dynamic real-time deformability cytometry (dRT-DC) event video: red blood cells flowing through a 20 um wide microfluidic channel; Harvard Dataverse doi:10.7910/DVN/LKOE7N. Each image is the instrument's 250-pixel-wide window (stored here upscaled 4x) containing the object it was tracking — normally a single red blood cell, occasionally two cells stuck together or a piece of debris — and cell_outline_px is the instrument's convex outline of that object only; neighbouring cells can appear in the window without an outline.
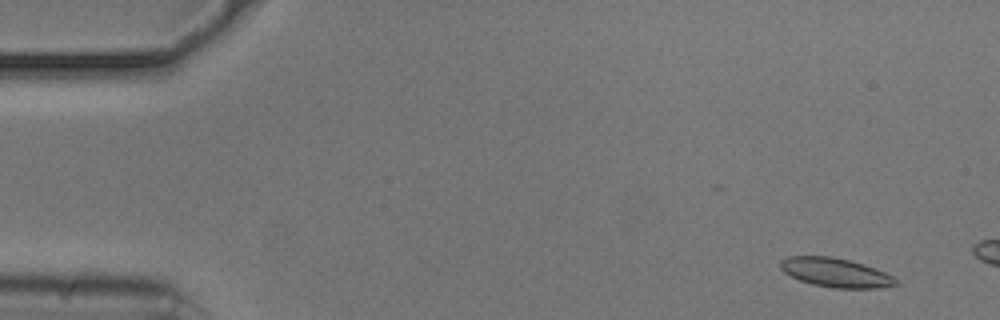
{"species": "common noctule bat (a hibernating species)", "species_latin": "Nyctalus noctula", "temperature_condition": "cold", "stored_images_in_passage": 10, "camera_frame_rate_fps": 3000, "um_per_image_px": 0.085, "animal": {"sex": "male", "body_mass_g": 20.5, "forearm_length_mm": 52.5}, "frame": {"image": 1, "passage_image": 4, "time_ms": 1.0, "image_size_px": [1000, 320], "cell_outline_px": [[900, 284], [880, 288], [832, 288], [812, 284], [800, 280], [784, 272], [780, 268], [780, 260], [788, 256], [832, 256], [864, 264], [884, 272], [900, 280]], "centroid_in_image_um": [71.05, 23.17], "position_along_channel_um": 14.0, "area_um2": 19.65}}